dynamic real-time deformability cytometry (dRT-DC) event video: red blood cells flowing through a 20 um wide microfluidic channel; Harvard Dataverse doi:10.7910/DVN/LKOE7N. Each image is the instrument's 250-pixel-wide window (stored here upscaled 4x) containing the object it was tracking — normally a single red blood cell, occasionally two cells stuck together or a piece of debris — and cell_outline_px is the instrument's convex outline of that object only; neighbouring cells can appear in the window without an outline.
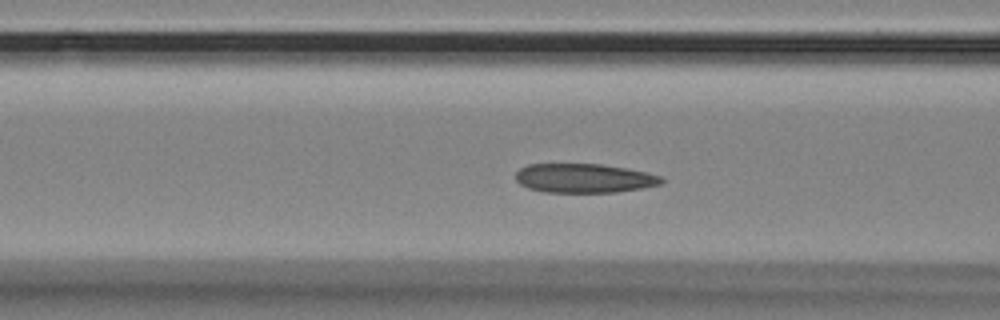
{"species": "Egyptian fruit bat (a non-hibernating species)", "species_latin": "Rousettus aegyptiacus", "temperature_condition": "room temperature", "stored_images_in_passage": 43, "segment_of_instrument_passage": [1, 2], "camera_frame_rate_fps": 3000, "um_per_image_px": 0.085, "animal": {"sex": "female"}, "frame": {"image": 1, "passage_image": 7, "time_ms": 2.0, "image_size_px": [1000, 320], "cell_outline_px": [[664, 180], [660, 184], [640, 188], [616, 192], [544, 192], [528, 188], [520, 184], [516, 180], [516, 172], [520, 168], [528, 164], [600, 164], [628, 168], [660, 176]], "centroid_in_image_um": [49.61, 15.14], "position_along_channel_um": 117.0, "area_um2": 24.62}}
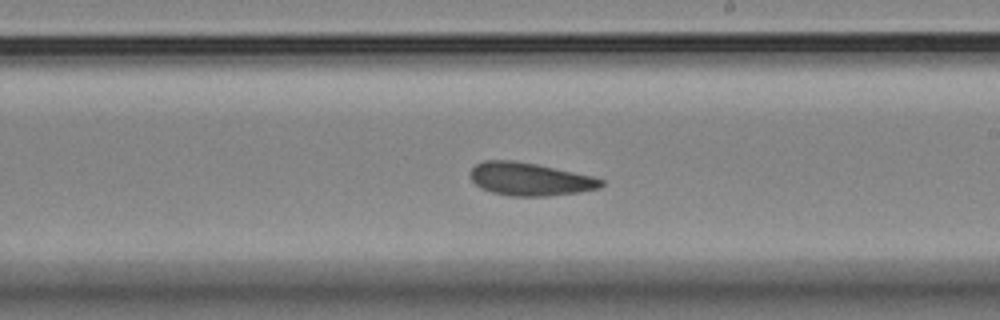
{"frame": {"image": 2, "passage_image": 18, "time_ms": 5.667, "image_size_px": [1000, 320], "cell_outline_px": [[604, 184], [600, 188], [580, 192], [548, 196], [512, 196], [492, 192], [480, 188], [468, 176], [472, 168], [476, 164], [484, 160], [512, 160], [536, 164], [592, 176], [604, 180]], "centroid_in_image_um": [45.02, 15.23], "position_along_channel_um": 244.0, "area_um2": 25.14}}
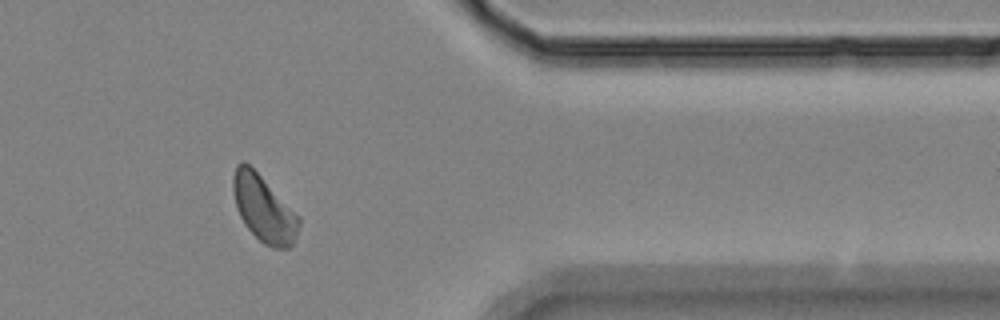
{"frame": {"image": 3, "passage_image": 32, "time_ms": 10.333, "image_size_px": [1000, 320], "cell_outline_px": [[300, 224], [296, 236], [292, 244], [288, 248], [272, 248], [264, 244], [244, 224], [236, 208], [232, 192], [232, 176], [236, 164], [244, 160], [300, 216]], "centroid_in_image_um": [22.4, 17.73], "position_along_channel_um": 389.0, "area_um2": 25.32}}